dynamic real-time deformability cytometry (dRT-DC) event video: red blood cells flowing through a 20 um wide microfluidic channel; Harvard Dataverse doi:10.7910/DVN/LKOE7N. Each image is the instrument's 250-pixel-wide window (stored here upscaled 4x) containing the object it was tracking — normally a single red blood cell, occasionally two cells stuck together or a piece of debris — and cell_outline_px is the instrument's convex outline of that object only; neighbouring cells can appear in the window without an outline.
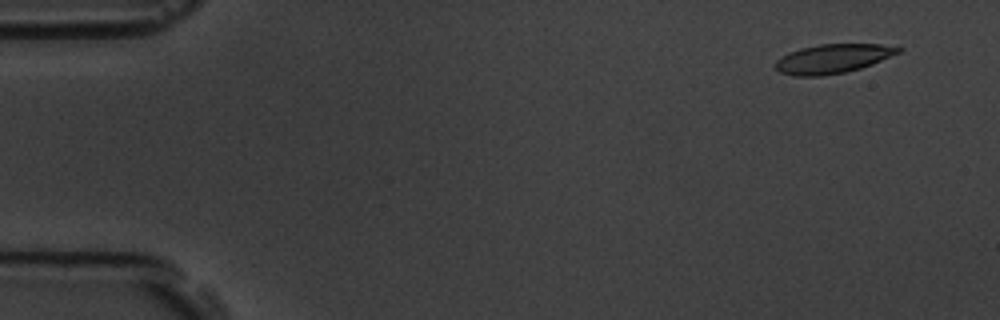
{"species": "common noctule bat (a hibernating species)", "species_latin": "Nyctalus noctula", "temperature_condition": "room temperature", "stored_images_in_passage": 4, "camera_frame_rate_fps": 3000, "um_per_image_px": 0.085, "animal": {"sex": "male", "body_mass_g": 19.5, "forearm_length_mm": 54.6}, "frame": {"image": 1, "passage_image": 1, "time_ms": 0.0, "image_size_px": [1000, 320], "cell_outline_px": [[904, 48], [900, 52], [872, 64], [860, 68], [844, 72], [820, 76], [792, 76], [780, 72], [772, 64], [776, 60], [788, 52], [800, 48], [820, 44], [880, 44]], "centroid_in_image_um": [70.74, 4.99], "position_along_channel_um": 14.3, "area_um2": 20.87}}
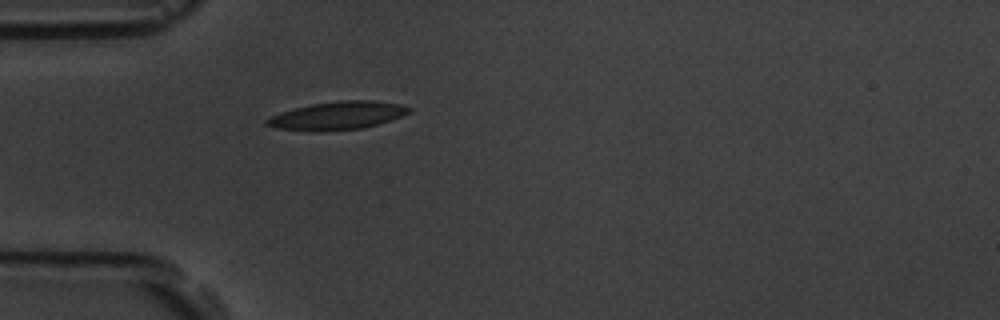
{"frame": {"image": 2, "passage_image": 4, "time_ms": 4.333, "image_size_px": [1000, 320], "cell_outline_px": [[412, 112], [392, 120], [364, 128], [328, 132], [312, 132], [276, 128], [264, 124], [264, 120], [280, 112], [312, 104], [344, 100], [372, 100], [400, 104], [412, 108]], "centroid_in_image_um": [28.7, 9.85], "position_along_channel_um": 56.3, "area_um2": 23.64}}